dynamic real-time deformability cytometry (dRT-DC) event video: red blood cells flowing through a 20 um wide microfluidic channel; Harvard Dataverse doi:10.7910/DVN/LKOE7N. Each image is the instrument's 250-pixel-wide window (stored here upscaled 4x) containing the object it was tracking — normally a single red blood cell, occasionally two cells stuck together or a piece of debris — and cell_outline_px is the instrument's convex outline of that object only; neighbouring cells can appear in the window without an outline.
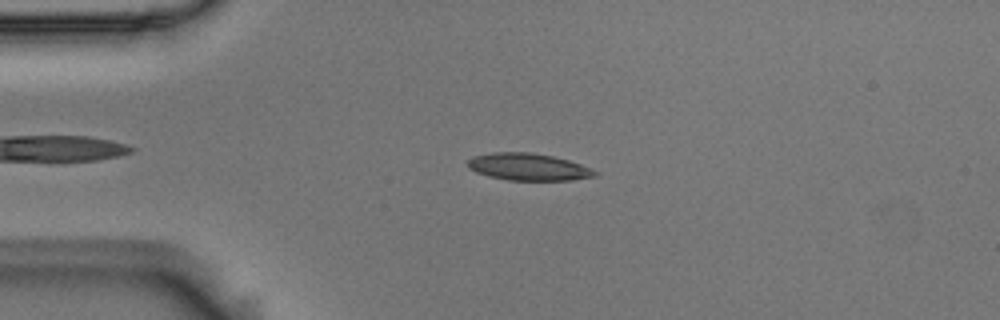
{"species": "Egyptian fruit bat (a non-hibernating species)", "species_latin": "Rousettus aegyptiacus", "temperature_condition": "room temperature", "stored_images_in_passage": 47, "camera_frame_rate_fps": 3000, "um_per_image_px": 0.085, "animal": {"sex": "male"}, "frame": {"image": 1, "passage_image": 12, "time_ms": 3.667, "image_size_px": [1000, 320], "cell_outline_px": [[596, 176], [572, 180], [508, 180], [488, 176], [476, 172], [468, 168], [468, 160], [472, 156], [492, 152], [528, 152], [552, 156], [568, 160], [592, 168], [596, 172]], "centroid_in_image_um": [44.88, 14.18], "position_along_channel_um": 40.1, "area_um2": 20.06}}
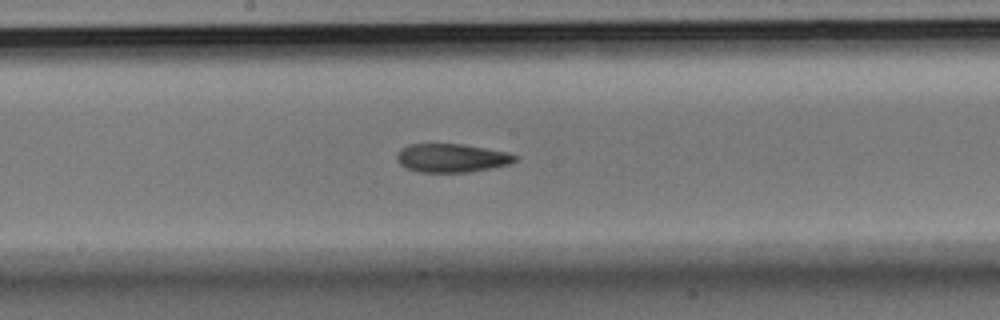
{"frame": {"image": 2, "passage_image": 28, "time_ms": 9.0, "image_size_px": [1000, 320], "cell_outline_px": [[520, 156], [516, 160], [508, 164], [492, 168], [472, 172], [420, 172], [408, 168], [400, 164], [396, 160], [396, 156], [400, 148], [408, 144], [464, 144], [508, 152]], "centroid_in_image_um": [38.4, 13.42], "position_along_channel_um": 209.8, "area_um2": 19.83}}
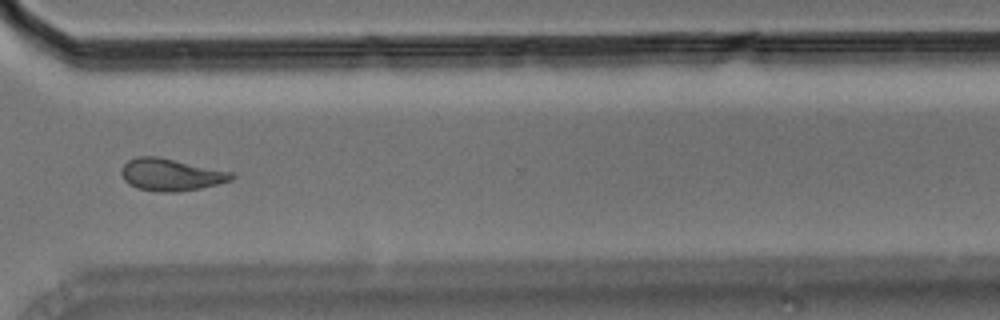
{"frame": {"image": 3, "passage_image": 40, "time_ms": 13.0, "image_size_px": [1000, 320], "cell_outline_px": [[236, 176], [232, 180], [200, 188], [176, 192], [160, 192], [136, 188], [128, 184], [124, 180], [120, 172], [120, 168], [128, 160], [136, 156], [160, 156], [232, 172]], "centroid_in_image_um": [14.49, 14.83], "position_along_channel_um": 356.1, "area_um2": 20.87}, "authors_computed_cell_mechanics": {"area_um2": 19.8832, "velocity_mm_per_s": 3.662, "shape_relaxation_time_tau1_ms": 7.427, "shape_relaxation_time_tau2_ms": 5.0941, "deformation_change_tau1": 0.185, "deformation_change_tau2": 0.1239}}